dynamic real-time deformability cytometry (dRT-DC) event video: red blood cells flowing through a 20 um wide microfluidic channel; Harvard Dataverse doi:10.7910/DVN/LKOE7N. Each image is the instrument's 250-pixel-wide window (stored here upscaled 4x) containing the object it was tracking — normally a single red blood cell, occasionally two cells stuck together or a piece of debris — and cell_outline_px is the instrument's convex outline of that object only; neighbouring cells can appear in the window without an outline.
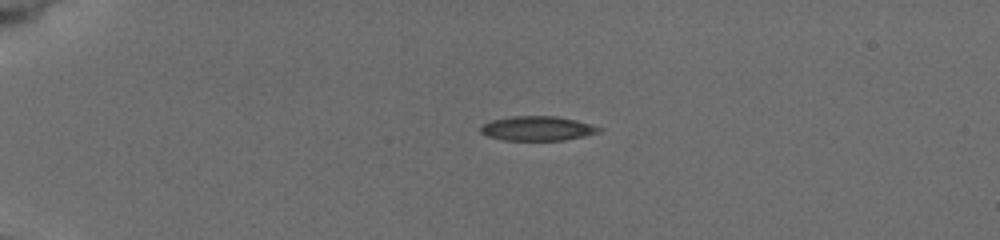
{"species": "common noctule bat (a hibernating species)", "species_latin": "Nyctalus noctula", "temperature_condition": "cold", "stored_images_in_passage": 3, "camera_frame_rate_fps": 3000, "um_per_image_px": 0.085, "animal": {"sex": "female", "body_mass_g": 19.5, "forearm_length_mm": 54.1}, "frame": {"image": 1, "passage_image": 1, "time_ms": 0.0, "image_size_px": [1000, 240], "cell_outline_px": [[604, 128], [600, 132], [584, 136], [564, 140], [504, 140], [488, 136], [480, 132], [480, 128], [484, 124], [492, 120], [512, 116], [556, 116], [576, 120]], "centroid_in_image_um": [45.71, 10.91], "position_along_channel_um": 39.3, "area_um2": 16.82}}